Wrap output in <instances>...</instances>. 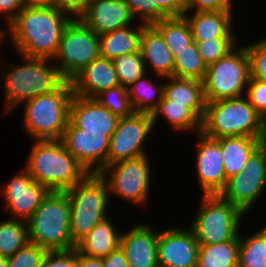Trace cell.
Returning <instances> with one entry per match:
<instances>
[{"label": "cell", "instance_id": "4dcf8cb0", "mask_svg": "<svg viewBox=\"0 0 266 267\" xmlns=\"http://www.w3.org/2000/svg\"><path fill=\"white\" fill-rule=\"evenodd\" d=\"M152 26L161 34L174 58L194 42L189 24L183 16L168 17Z\"/></svg>", "mask_w": 266, "mask_h": 267}, {"label": "cell", "instance_id": "f35d334b", "mask_svg": "<svg viewBox=\"0 0 266 267\" xmlns=\"http://www.w3.org/2000/svg\"><path fill=\"white\" fill-rule=\"evenodd\" d=\"M250 77L266 82V37L246 45Z\"/></svg>", "mask_w": 266, "mask_h": 267}, {"label": "cell", "instance_id": "ee69618b", "mask_svg": "<svg viewBox=\"0 0 266 267\" xmlns=\"http://www.w3.org/2000/svg\"><path fill=\"white\" fill-rule=\"evenodd\" d=\"M134 19L139 23L152 25V2L150 0H123Z\"/></svg>", "mask_w": 266, "mask_h": 267}, {"label": "cell", "instance_id": "603a6c76", "mask_svg": "<svg viewBox=\"0 0 266 267\" xmlns=\"http://www.w3.org/2000/svg\"><path fill=\"white\" fill-rule=\"evenodd\" d=\"M140 52L146 71L158 80L173 76L174 57L166 46L161 34L152 26L146 25L140 39ZM150 69V72L148 71Z\"/></svg>", "mask_w": 266, "mask_h": 267}, {"label": "cell", "instance_id": "74e56055", "mask_svg": "<svg viewBox=\"0 0 266 267\" xmlns=\"http://www.w3.org/2000/svg\"><path fill=\"white\" fill-rule=\"evenodd\" d=\"M48 250L27 242L14 255L7 258V267H41Z\"/></svg>", "mask_w": 266, "mask_h": 267}, {"label": "cell", "instance_id": "5b68a950", "mask_svg": "<svg viewBox=\"0 0 266 267\" xmlns=\"http://www.w3.org/2000/svg\"><path fill=\"white\" fill-rule=\"evenodd\" d=\"M72 96V84L66 80L58 89L22 103V128L29 139L60 140L69 121Z\"/></svg>", "mask_w": 266, "mask_h": 267}, {"label": "cell", "instance_id": "7bdbcfd3", "mask_svg": "<svg viewBox=\"0 0 266 267\" xmlns=\"http://www.w3.org/2000/svg\"><path fill=\"white\" fill-rule=\"evenodd\" d=\"M231 0H184L185 11H233Z\"/></svg>", "mask_w": 266, "mask_h": 267}, {"label": "cell", "instance_id": "60d3db41", "mask_svg": "<svg viewBox=\"0 0 266 267\" xmlns=\"http://www.w3.org/2000/svg\"><path fill=\"white\" fill-rule=\"evenodd\" d=\"M245 96L253 108L266 121V82L249 77Z\"/></svg>", "mask_w": 266, "mask_h": 267}, {"label": "cell", "instance_id": "4316f807", "mask_svg": "<svg viewBox=\"0 0 266 267\" xmlns=\"http://www.w3.org/2000/svg\"><path fill=\"white\" fill-rule=\"evenodd\" d=\"M163 95L173 103L184 104L203 119L206 107L203 82L196 79L165 78Z\"/></svg>", "mask_w": 266, "mask_h": 267}, {"label": "cell", "instance_id": "f907efd6", "mask_svg": "<svg viewBox=\"0 0 266 267\" xmlns=\"http://www.w3.org/2000/svg\"><path fill=\"white\" fill-rule=\"evenodd\" d=\"M0 267H7V258L0 256Z\"/></svg>", "mask_w": 266, "mask_h": 267}, {"label": "cell", "instance_id": "cb8c5ba5", "mask_svg": "<svg viewBox=\"0 0 266 267\" xmlns=\"http://www.w3.org/2000/svg\"><path fill=\"white\" fill-rule=\"evenodd\" d=\"M216 140L220 144L227 179L240 173L250 156L266 142V138L246 136L224 137Z\"/></svg>", "mask_w": 266, "mask_h": 267}, {"label": "cell", "instance_id": "bcb514c9", "mask_svg": "<svg viewBox=\"0 0 266 267\" xmlns=\"http://www.w3.org/2000/svg\"><path fill=\"white\" fill-rule=\"evenodd\" d=\"M23 9L21 0H0V16L5 19L6 27Z\"/></svg>", "mask_w": 266, "mask_h": 267}, {"label": "cell", "instance_id": "7c38bea8", "mask_svg": "<svg viewBox=\"0 0 266 267\" xmlns=\"http://www.w3.org/2000/svg\"><path fill=\"white\" fill-rule=\"evenodd\" d=\"M265 188L266 142L250 156L240 173L227 179L226 186L219 196L247 214L261 199Z\"/></svg>", "mask_w": 266, "mask_h": 267}, {"label": "cell", "instance_id": "d4e9b609", "mask_svg": "<svg viewBox=\"0 0 266 267\" xmlns=\"http://www.w3.org/2000/svg\"><path fill=\"white\" fill-rule=\"evenodd\" d=\"M111 218H106L85 235L76 249L85 256L104 258L120 246L121 231H117Z\"/></svg>", "mask_w": 266, "mask_h": 267}, {"label": "cell", "instance_id": "9a60e30c", "mask_svg": "<svg viewBox=\"0 0 266 267\" xmlns=\"http://www.w3.org/2000/svg\"><path fill=\"white\" fill-rule=\"evenodd\" d=\"M60 141L88 173H99L107 166L109 136L102 133L85 132L68 121Z\"/></svg>", "mask_w": 266, "mask_h": 267}, {"label": "cell", "instance_id": "d6a6232c", "mask_svg": "<svg viewBox=\"0 0 266 267\" xmlns=\"http://www.w3.org/2000/svg\"><path fill=\"white\" fill-rule=\"evenodd\" d=\"M27 242V222L12 218L0 221V256L11 257Z\"/></svg>", "mask_w": 266, "mask_h": 267}, {"label": "cell", "instance_id": "5bb4252c", "mask_svg": "<svg viewBox=\"0 0 266 267\" xmlns=\"http://www.w3.org/2000/svg\"><path fill=\"white\" fill-rule=\"evenodd\" d=\"M17 172L1 186L0 191L4 208L12 219L27 222L51 191L35 181L24 168Z\"/></svg>", "mask_w": 266, "mask_h": 267}, {"label": "cell", "instance_id": "52a82bcc", "mask_svg": "<svg viewBox=\"0 0 266 267\" xmlns=\"http://www.w3.org/2000/svg\"><path fill=\"white\" fill-rule=\"evenodd\" d=\"M64 192L71 209L70 234L73 242L77 244L96 224L109 217V190L99 173H89L82 181Z\"/></svg>", "mask_w": 266, "mask_h": 267}, {"label": "cell", "instance_id": "7402d4cb", "mask_svg": "<svg viewBox=\"0 0 266 267\" xmlns=\"http://www.w3.org/2000/svg\"><path fill=\"white\" fill-rule=\"evenodd\" d=\"M191 13V15L189 14ZM232 11H185L182 15L189 24L194 41L213 38H237Z\"/></svg>", "mask_w": 266, "mask_h": 267}, {"label": "cell", "instance_id": "d590c367", "mask_svg": "<svg viewBox=\"0 0 266 267\" xmlns=\"http://www.w3.org/2000/svg\"><path fill=\"white\" fill-rule=\"evenodd\" d=\"M94 99L119 118L129 117L134 113L127 88L121 85L100 92Z\"/></svg>", "mask_w": 266, "mask_h": 267}, {"label": "cell", "instance_id": "ffe728a7", "mask_svg": "<svg viewBox=\"0 0 266 267\" xmlns=\"http://www.w3.org/2000/svg\"><path fill=\"white\" fill-rule=\"evenodd\" d=\"M119 119L96 99L73 94L69 107V121L75 127L85 132L102 133L111 137Z\"/></svg>", "mask_w": 266, "mask_h": 267}, {"label": "cell", "instance_id": "7dc6e473", "mask_svg": "<svg viewBox=\"0 0 266 267\" xmlns=\"http://www.w3.org/2000/svg\"><path fill=\"white\" fill-rule=\"evenodd\" d=\"M102 264L103 267H129V262L120 246L102 258Z\"/></svg>", "mask_w": 266, "mask_h": 267}, {"label": "cell", "instance_id": "6da1fadb", "mask_svg": "<svg viewBox=\"0 0 266 267\" xmlns=\"http://www.w3.org/2000/svg\"><path fill=\"white\" fill-rule=\"evenodd\" d=\"M72 18L52 6L23 8L7 29H3V39L10 36L11 47L18 55L53 60L62 33Z\"/></svg>", "mask_w": 266, "mask_h": 267}, {"label": "cell", "instance_id": "e575fe53", "mask_svg": "<svg viewBox=\"0 0 266 267\" xmlns=\"http://www.w3.org/2000/svg\"><path fill=\"white\" fill-rule=\"evenodd\" d=\"M113 63L119 83L125 88L147 73L140 51L120 55L113 60Z\"/></svg>", "mask_w": 266, "mask_h": 267}, {"label": "cell", "instance_id": "f1b7e54d", "mask_svg": "<svg viewBox=\"0 0 266 267\" xmlns=\"http://www.w3.org/2000/svg\"><path fill=\"white\" fill-rule=\"evenodd\" d=\"M148 74L147 72L127 87L128 97L134 113L152 114L162 100L164 81L161 82L162 84H157L156 81L154 82L149 78L152 74Z\"/></svg>", "mask_w": 266, "mask_h": 267}, {"label": "cell", "instance_id": "30bf717a", "mask_svg": "<svg viewBox=\"0 0 266 267\" xmlns=\"http://www.w3.org/2000/svg\"><path fill=\"white\" fill-rule=\"evenodd\" d=\"M100 57L99 35L73 17L66 25L53 61L62 76L70 81L79 71ZM59 64V66L57 65Z\"/></svg>", "mask_w": 266, "mask_h": 267}, {"label": "cell", "instance_id": "8d00e7d4", "mask_svg": "<svg viewBox=\"0 0 266 267\" xmlns=\"http://www.w3.org/2000/svg\"><path fill=\"white\" fill-rule=\"evenodd\" d=\"M237 38H211L195 41L203 62L208 66L226 56L237 46Z\"/></svg>", "mask_w": 266, "mask_h": 267}, {"label": "cell", "instance_id": "836d02e7", "mask_svg": "<svg viewBox=\"0 0 266 267\" xmlns=\"http://www.w3.org/2000/svg\"><path fill=\"white\" fill-rule=\"evenodd\" d=\"M206 69L194 41L174 58L173 77L203 81Z\"/></svg>", "mask_w": 266, "mask_h": 267}, {"label": "cell", "instance_id": "b9f144b4", "mask_svg": "<svg viewBox=\"0 0 266 267\" xmlns=\"http://www.w3.org/2000/svg\"><path fill=\"white\" fill-rule=\"evenodd\" d=\"M41 267H77V249L48 251Z\"/></svg>", "mask_w": 266, "mask_h": 267}, {"label": "cell", "instance_id": "484cf974", "mask_svg": "<svg viewBox=\"0 0 266 267\" xmlns=\"http://www.w3.org/2000/svg\"><path fill=\"white\" fill-rule=\"evenodd\" d=\"M137 23L135 27L129 25L99 35L100 57L114 60L120 55L140 51V39L146 24Z\"/></svg>", "mask_w": 266, "mask_h": 267}, {"label": "cell", "instance_id": "277c9868", "mask_svg": "<svg viewBox=\"0 0 266 267\" xmlns=\"http://www.w3.org/2000/svg\"><path fill=\"white\" fill-rule=\"evenodd\" d=\"M201 132L214 139L246 136L266 138V121L247 97L206 102Z\"/></svg>", "mask_w": 266, "mask_h": 267}, {"label": "cell", "instance_id": "4fadbf2b", "mask_svg": "<svg viewBox=\"0 0 266 267\" xmlns=\"http://www.w3.org/2000/svg\"><path fill=\"white\" fill-rule=\"evenodd\" d=\"M154 128L151 114L133 113L120 118L110 137L107 166L148 154L143 146Z\"/></svg>", "mask_w": 266, "mask_h": 267}, {"label": "cell", "instance_id": "f6af8a7d", "mask_svg": "<svg viewBox=\"0 0 266 267\" xmlns=\"http://www.w3.org/2000/svg\"><path fill=\"white\" fill-rule=\"evenodd\" d=\"M86 2L87 0H49V6L63 10L72 17H78L82 13Z\"/></svg>", "mask_w": 266, "mask_h": 267}, {"label": "cell", "instance_id": "c3c4849f", "mask_svg": "<svg viewBox=\"0 0 266 267\" xmlns=\"http://www.w3.org/2000/svg\"><path fill=\"white\" fill-rule=\"evenodd\" d=\"M77 267H103L102 258L85 256L77 250Z\"/></svg>", "mask_w": 266, "mask_h": 267}, {"label": "cell", "instance_id": "f546056e", "mask_svg": "<svg viewBox=\"0 0 266 267\" xmlns=\"http://www.w3.org/2000/svg\"><path fill=\"white\" fill-rule=\"evenodd\" d=\"M239 235L224 243L199 246L197 267H238Z\"/></svg>", "mask_w": 266, "mask_h": 267}, {"label": "cell", "instance_id": "8992f818", "mask_svg": "<svg viewBox=\"0 0 266 267\" xmlns=\"http://www.w3.org/2000/svg\"><path fill=\"white\" fill-rule=\"evenodd\" d=\"M70 216L66 193L51 191L27 221L28 240L48 251L75 249Z\"/></svg>", "mask_w": 266, "mask_h": 267}, {"label": "cell", "instance_id": "9c48e42d", "mask_svg": "<svg viewBox=\"0 0 266 267\" xmlns=\"http://www.w3.org/2000/svg\"><path fill=\"white\" fill-rule=\"evenodd\" d=\"M249 77L246 45L238 44L226 56L207 66L202 81L206 102L244 96Z\"/></svg>", "mask_w": 266, "mask_h": 267}, {"label": "cell", "instance_id": "3957f363", "mask_svg": "<svg viewBox=\"0 0 266 267\" xmlns=\"http://www.w3.org/2000/svg\"><path fill=\"white\" fill-rule=\"evenodd\" d=\"M29 152L24 169L50 191L64 192L89 174L60 140H34Z\"/></svg>", "mask_w": 266, "mask_h": 267}, {"label": "cell", "instance_id": "7a4b0ae2", "mask_svg": "<svg viewBox=\"0 0 266 267\" xmlns=\"http://www.w3.org/2000/svg\"><path fill=\"white\" fill-rule=\"evenodd\" d=\"M18 56L23 64L8 63L0 56V74L5 95L3 111L9 115L25 101L50 93L66 81L52 59Z\"/></svg>", "mask_w": 266, "mask_h": 267}, {"label": "cell", "instance_id": "ba28073f", "mask_svg": "<svg viewBox=\"0 0 266 267\" xmlns=\"http://www.w3.org/2000/svg\"><path fill=\"white\" fill-rule=\"evenodd\" d=\"M190 228L199 245L224 243L239 235L240 223L248 217L219 195H202Z\"/></svg>", "mask_w": 266, "mask_h": 267}, {"label": "cell", "instance_id": "681fc988", "mask_svg": "<svg viewBox=\"0 0 266 267\" xmlns=\"http://www.w3.org/2000/svg\"><path fill=\"white\" fill-rule=\"evenodd\" d=\"M23 8L48 7L49 0H21Z\"/></svg>", "mask_w": 266, "mask_h": 267}, {"label": "cell", "instance_id": "e0dca14e", "mask_svg": "<svg viewBox=\"0 0 266 267\" xmlns=\"http://www.w3.org/2000/svg\"><path fill=\"white\" fill-rule=\"evenodd\" d=\"M195 137L198 138L194 147L198 186L202 195H219L227 183L220 144L202 132Z\"/></svg>", "mask_w": 266, "mask_h": 267}, {"label": "cell", "instance_id": "44dd1931", "mask_svg": "<svg viewBox=\"0 0 266 267\" xmlns=\"http://www.w3.org/2000/svg\"><path fill=\"white\" fill-rule=\"evenodd\" d=\"M70 82L74 95L88 98L120 85L113 60L102 57L85 66Z\"/></svg>", "mask_w": 266, "mask_h": 267}, {"label": "cell", "instance_id": "ac0fdd59", "mask_svg": "<svg viewBox=\"0 0 266 267\" xmlns=\"http://www.w3.org/2000/svg\"><path fill=\"white\" fill-rule=\"evenodd\" d=\"M78 18L97 35L134 25V21L136 22L123 0H87Z\"/></svg>", "mask_w": 266, "mask_h": 267}, {"label": "cell", "instance_id": "d6986e66", "mask_svg": "<svg viewBox=\"0 0 266 267\" xmlns=\"http://www.w3.org/2000/svg\"><path fill=\"white\" fill-rule=\"evenodd\" d=\"M150 224L139 222L121 232L120 247L129 267H159L157 256L158 231Z\"/></svg>", "mask_w": 266, "mask_h": 267}, {"label": "cell", "instance_id": "83f0119b", "mask_svg": "<svg viewBox=\"0 0 266 267\" xmlns=\"http://www.w3.org/2000/svg\"><path fill=\"white\" fill-rule=\"evenodd\" d=\"M155 126L159 117L167 121L168 126L176 132H201L202 119L189 107L184 104L173 103L164 95L157 108L151 114ZM193 130V131H192Z\"/></svg>", "mask_w": 266, "mask_h": 267}, {"label": "cell", "instance_id": "2e32d148", "mask_svg": "<svg viewBox=\"0 0 266 267\" xmlns=\"http://www.w3.org/2000/svg\"><path fill=\"white\" fill-rule=\"evenodd\" d=\"M183 227L158 230L159 267H197L200 245L192 230Z\"/></svg>", "mask_w": 266, "mask_h": 267}, {"label": "cell", "instance_id": "ab89813d", "mask_svg": "<svg viewBox=\"0 0 266 267\" xmlns=\"http://www.w3.org/2000/svg\"><path fill=\"white\" fill-rule=\"evenodd\" d=\"M152 24L168 17H180L185 12L184 0H150Z\"/></svg>", "mask_w": 266, "mask_h": 267}, {"label": "cell", "instance_id": "1f68e13d", "mask_svg": "<svg viewBox=\"0 0 266 267\" xmlns=\"http://www.w3.org/2000/svg\"><path fill=\"white\" fill-rule=\"evenodd\" d=\"M238 267H266V225L249 237L239 233Z\"/></svg>", "mask_w": 266, "mask_h": 267}, {"label": "cell", "instance_id": "8fae6325", "mask_svg": "<svg viewBox=\"0 0 266 267\" xmlns=\"http://www.w3.org/2000/svg\"><path fill=\"white\" fill-rule=\"evenodd\" d=\"M150 162L145 155L104 167L99 175L107 183L109 196H118L137 206L147 205L152 184Z\"/></svg>", "mask_w": 266, "mask_h": 267}]
</instances>
